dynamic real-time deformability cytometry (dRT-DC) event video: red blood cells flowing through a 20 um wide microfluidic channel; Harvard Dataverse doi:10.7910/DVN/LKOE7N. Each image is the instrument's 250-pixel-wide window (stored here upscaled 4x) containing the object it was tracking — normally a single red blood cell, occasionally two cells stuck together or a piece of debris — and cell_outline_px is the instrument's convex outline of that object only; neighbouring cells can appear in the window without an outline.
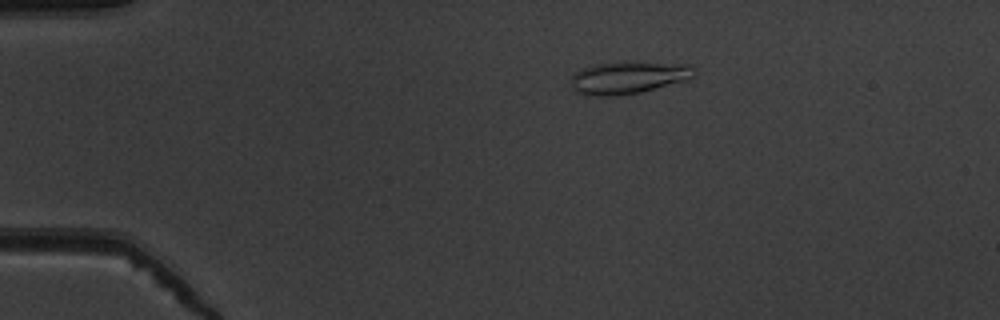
{"species": "common noctule bat (a hibernating species)", "species_latin": "Nyctalus noctula", "temperature_condition": "warm", "stored_images_in_passage": 47, "camera_frame_rate_fps": 3000, "um_per_image_px": 0.085, "animal": {"sex": "male", "body_mass_g": 19.5, "forearm_length_mm": 54.6}, "frame": {"image": 1, "passage_image": 5, "time_ms": 1.333, "image_size_px": [1000, 320], "cell_outline_px": [[696, 72], [688, 80], [640, 92], [616, 96], [588, 96], [576, 92], [572, 88], [572, 76], [580, 68], [596, 64], [624, 60], [692, 64]], "centroid_in_image_um": [53.42, 6.56], "position_along_channel_um": 31.6, "area_um2": 23.93}}
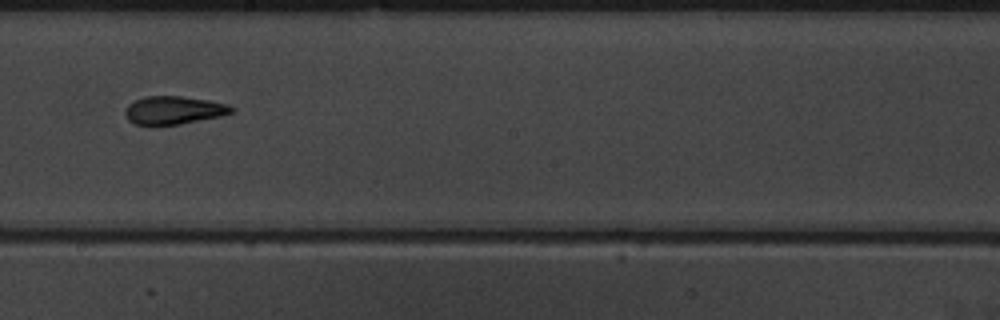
{"frame": {"image": 2, "passage_image": 25, "time_ms": 8.0, "image_size_px": [1000, 320], "cell_outline_px": [[236, 108], [232, 112], [220, 116], [180, 124], [152, 128], [136, 124], [128, 120], [124, 112], [124, 108], [128, 104], [144, 96], [180, 96], [208, 100], [228, 104]], "centroid_in_image_um": [14.71, 9.4], "position_along_channel_um": 233.5, "area_um2": 17.92}}
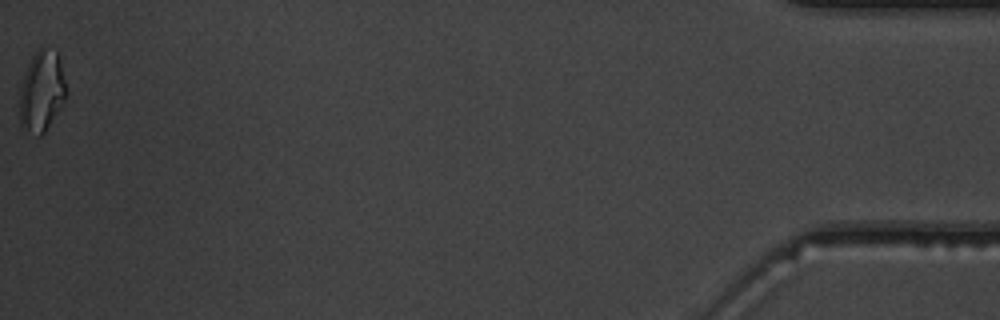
{"frame": {"image": 3, "passage_image": 47, "time_ms": 15.333, "image_size_px": [1000, 320], "cell_outline_px": [[68, 92], [64, 100], [44, 132], [40, 136], [36, 136], [20, 124], [20, 88], [28, 64], [32, 56], [44, 44], [56, 48]], "centroid_in_image_um": [3.56, 7.69], "position_along_channel_um": 431.6, "area_um2": 21.85}, "authors_computed_cell_mechanics": {"area_um2": 18.207, "velocity_mm_per_s": 3.9389, "shape_relaxation_time_tau1_ms": null, "shape_relaxation_time_tau2_ms": 2.2995, "deformation_change_tau1": null, "deformation_change_tau2": 0.0983}}